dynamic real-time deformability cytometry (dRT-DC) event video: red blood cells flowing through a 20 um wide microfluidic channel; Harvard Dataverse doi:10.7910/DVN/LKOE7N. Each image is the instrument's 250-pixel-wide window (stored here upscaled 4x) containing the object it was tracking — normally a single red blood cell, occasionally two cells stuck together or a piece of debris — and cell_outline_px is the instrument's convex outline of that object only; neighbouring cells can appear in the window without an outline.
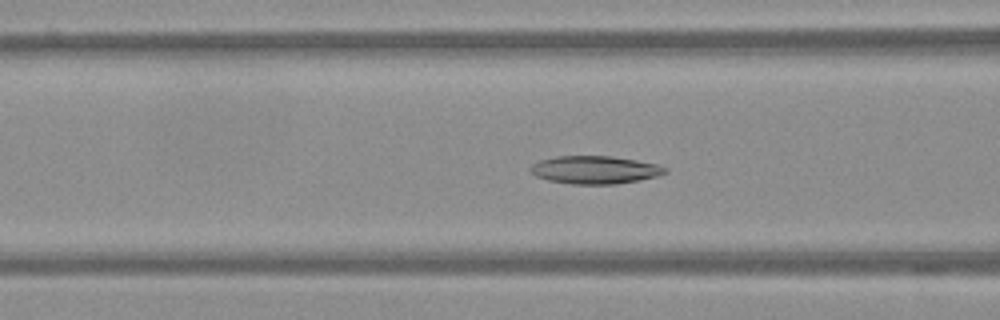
{"species": "Egyptian fruit bat (a non-hibernating species)", "species_latin": "Rousettus aegyptiacus", "temperature_condition": "warm", "stored_images_in_passage": 58, "segment_of_instrument_passage": [1, 2], "camera_frame_rate_fps": 3000, "um_per_image_px": 0.085, "frame": {"image": 1, "passage_image": 23, "time_ms": 7.333, "image_size_px": [1000, 320], "cell_outline_px": [[668, 172], [656, 176], [640, 180], [616, 184], [572, 184], [548, 180], [536, 176], [528, 168], [532, 164], [540, 160], [556, 156], [612, 156], [636, 160], [656, 164], [668, 168]], "centroid_in_image_um": [50.57, 14.43], "position_along_channel_um": 116.0, "area_um2": 21.91}}
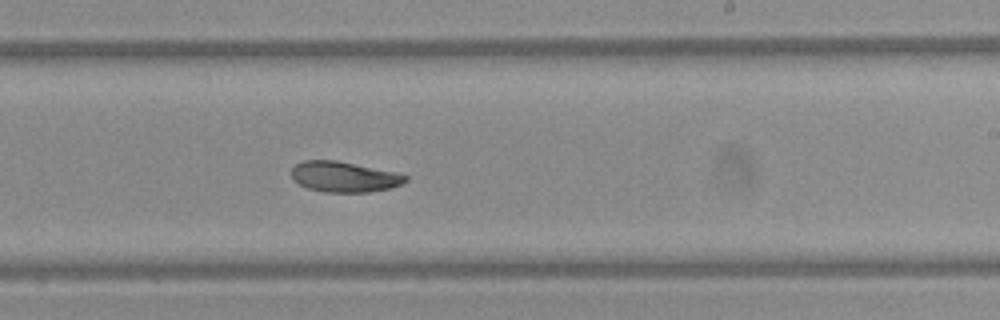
{"frame": {"image": 2, "passage_image": 35, "time_ms": 11.333, "image_size_px": [1000, 320], "cell_outline_px": [[408, 180], [392, 188], [368, 192], [324, 192], [308, 188], [292, 180], [292, 168], [296, 164], [304, 160], [336, 160], [400, 172], [408, 176]], "centroid_in_image_um": [29.29, 15.02], "position_along_channel_um": 259.7, "area_um2": 20.52}}
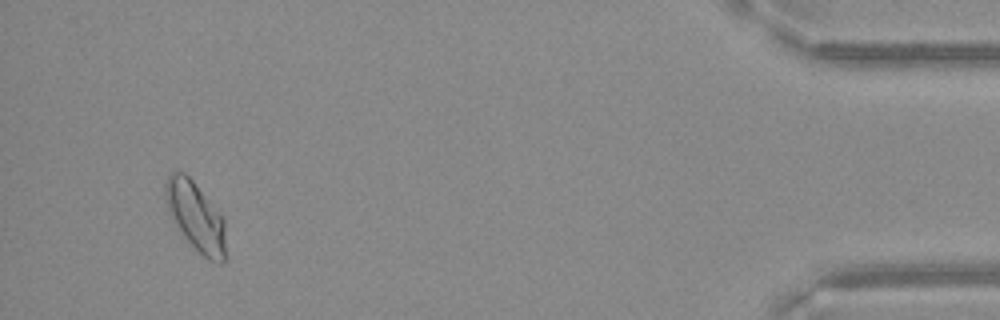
{"frame": {"image": 3, "passage_image": 54, "time_ms": 17.667, "image_size_px": [1000, 320], "cell_outline_px": [[228, 256], [220, 264], [208, 260], [180, 232], [168, 212], [164, 192], [164, 184], [168, 176], [172, 172], [184, 172], [192, 180], [224, 216]], "centroid_in_image_um": [16.68, 18.43], "position_along_channel_um": 418.5, "area_um2": 24.68}}